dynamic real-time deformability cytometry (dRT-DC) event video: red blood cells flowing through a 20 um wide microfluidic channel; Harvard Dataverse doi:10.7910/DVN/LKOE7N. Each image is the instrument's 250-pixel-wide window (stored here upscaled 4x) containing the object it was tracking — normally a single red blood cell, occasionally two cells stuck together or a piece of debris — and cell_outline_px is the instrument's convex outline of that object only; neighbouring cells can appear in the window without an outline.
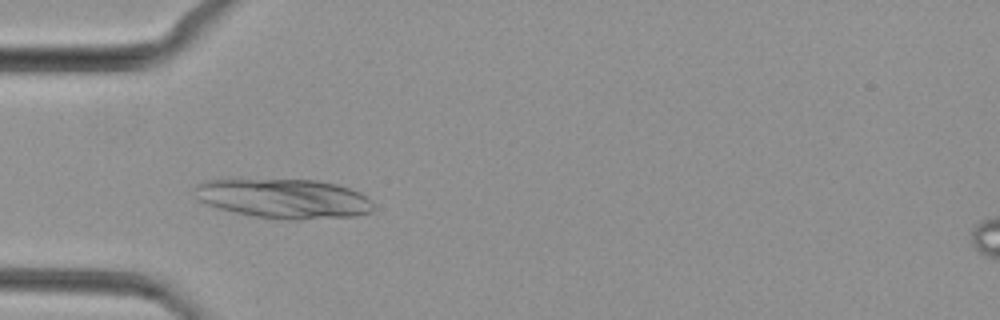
{"species": "common noctule bat (a hibernating species)", "species_latin": "Nyctalus noctula", "temperature_condition": "cold", "stored_images_in_passage": 41, "camera_frame_rate_fps": 3000, "um_per_image_px": 0.085, "animal": {"sex": "female", "body_mass_g": 29.2, "forearm_length_mm": 56.3}, "frame": {"image": 1, "passage_image": 7, "time_ms": 2.0, "image_size_px": [1000, 320], "cell_outline_px": [[376, 208], [372, 212], [356, 216], [296, 220], [292, 220], [256, 216], [236, 212], [204, 204], [196, 196], [192, 188], [196, 184], [208, 180], [316, 180], [336, 184], [360, 192], [372, 200]], "centroid_in_image_um": [24.17, 16.88], "position_along_channel_um": 60.8, "area_um2": 41.1}}
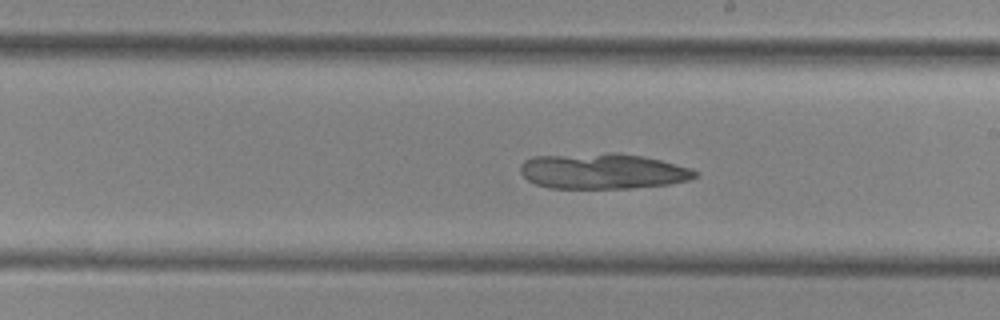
{"frame": {"image": 2, "passage_image": 20, "time_ms": 6.333, "image_size_px": [1000, 320], "cell_outline_px": [[700, 172], [696, 176], [688, 180], [668, 184], [632, 188], [548, 188], [536, 184], [528, 180], [520, 172], [520, 164], [524, 160], [532, 156], [608, 152], [612, 152], [640, 156], [660, 160], [692, 168]], "centroid_in_image_um": [51.2, 14.54], "position_along_channel_um": 237.8, "area_um2": 36.41}}
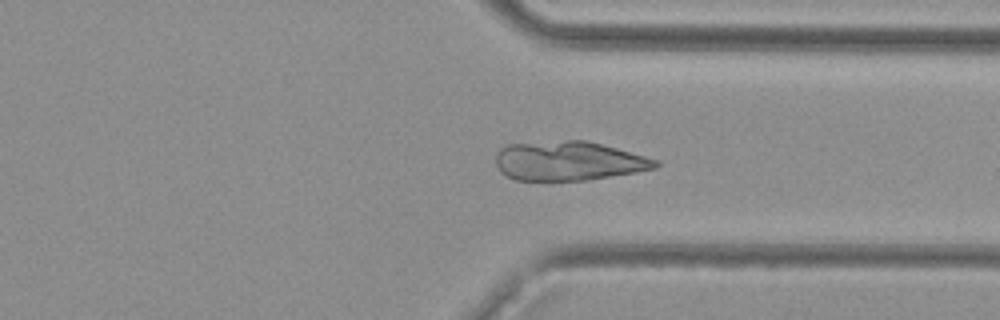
{"frame": {"image": 3, "passage_image": 29, "time_ms": 9.333, "image_size_px": [1000, 320], "cell_outline_px": [[660, 164], [656, 168], [636, 172], [588, 180], [516, 180], [500, 172], [496, 164], [496, 152], [500, 148], [508, 144], [568, 140], [584, 140], [616, 148], [660, 160]], "centroid_in_image_um": [48.33, 13.68], "position_along_channel_um": 363.1, "area_um2": 36.47}}